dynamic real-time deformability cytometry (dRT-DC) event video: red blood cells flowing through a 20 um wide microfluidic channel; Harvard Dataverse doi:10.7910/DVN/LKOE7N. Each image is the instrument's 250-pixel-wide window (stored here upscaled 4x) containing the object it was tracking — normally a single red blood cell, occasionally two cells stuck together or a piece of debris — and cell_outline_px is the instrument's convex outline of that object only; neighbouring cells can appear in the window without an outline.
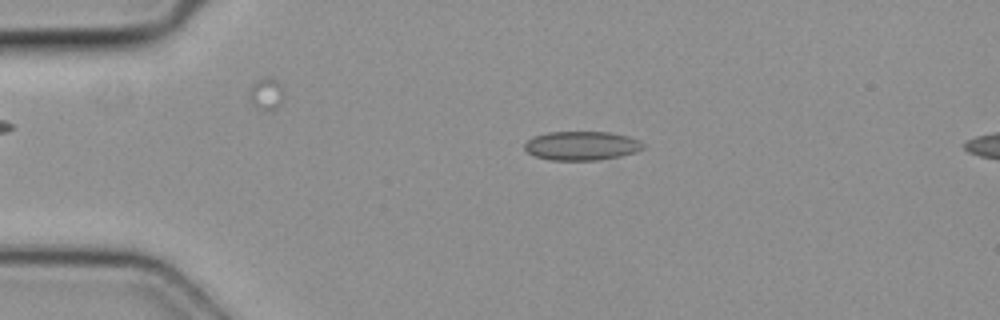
{"species": "common noctule bat (a hibernating species)", "species_latin": "Nyctalus noctula", "temperature_condition": "cold", "stored_images_in_passage": 7, "camera_frame_rate_fps": 3000, "um_per_image_px": 0.085, "animal": {"sex": "female", "body_mass_g": 19.3, "forearm_length_mm": 54.1}, "frame": {"image": 1, "passage_image": 2, "time_ms": 0.333, "image_size_px": [1000, 320], "cell_outline_px": [[644, 148], [636, 152], [620, 156], [600, 160], [548, 160], [536, 156], [528, 152], [524, 148], [524, 144], [532, 136], [548, 132], [608, 132], [628, 136], [640, 140], [644, 144]], "centroid_in_image_um": [49.44, 12.39], "position_along_channel_um": 35.6, "area_um2": 20.11}}